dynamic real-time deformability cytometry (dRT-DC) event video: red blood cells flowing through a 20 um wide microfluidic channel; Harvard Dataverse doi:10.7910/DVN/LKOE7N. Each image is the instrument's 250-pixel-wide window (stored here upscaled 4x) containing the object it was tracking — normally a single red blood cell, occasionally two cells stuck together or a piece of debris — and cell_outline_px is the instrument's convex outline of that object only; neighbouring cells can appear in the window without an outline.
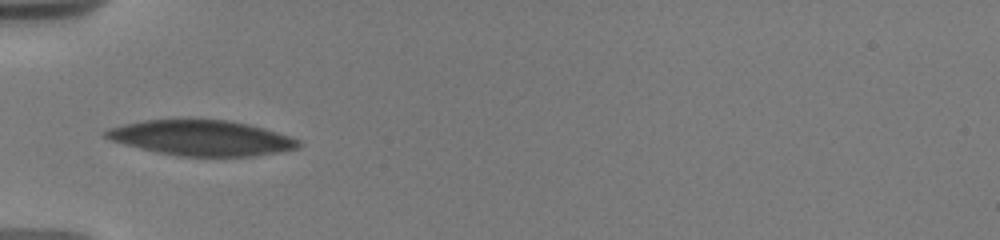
{"species": "human", "species_latin": "Homo sapiens", "temperature_condition": "warm", "stored_images_in_passage": 3, "camera_frame_rate_fps": 3000, "um_per_image_px": 0.085, "donor": {"sex": "male"}, "frame": {"image": 1, "passage_image": 1, "time_ms": 0.0, "image_size_px": [1000, 240], "cell_outline_px": [[300, 148], [280, 152], [256, 156], [180, 156], [156, 152], [124, 144], [112, 140], [104, 136], [104, 132], [108, 128], [124, 124], [144, 120], [188, 116], [228, 120], [248, 124], [264, 128], [300, 140]], "centroid_in_image_um": [17.11, 11.68], "position_along_channel_um": 67.9, "area_um2": 40.63}}
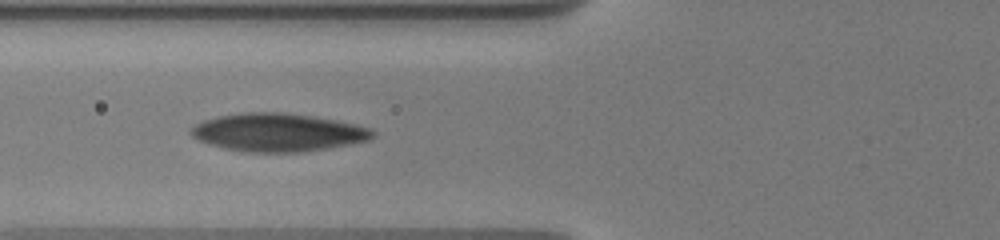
{"frame": {"image": 2, "passage_image": 2, "time_ms": 1.0, "image_size_px": [1000, 240], "cell_outline_px": [[376, 136], [368, 140], [328, 148], [300, 152], [248, 152], [224, 148], [208, 144], [196, 140], [188, 132], [196, 124], [204, 120], [216, 116], [244, 112], [284, 112], [312, 116], [336, 120], [356, 124], [372, 128], [376, 132]], "centroid_in_image_um": [23.62, 11.25], "position_along_channel_um": 102.2, "area_um2": 40.52}}